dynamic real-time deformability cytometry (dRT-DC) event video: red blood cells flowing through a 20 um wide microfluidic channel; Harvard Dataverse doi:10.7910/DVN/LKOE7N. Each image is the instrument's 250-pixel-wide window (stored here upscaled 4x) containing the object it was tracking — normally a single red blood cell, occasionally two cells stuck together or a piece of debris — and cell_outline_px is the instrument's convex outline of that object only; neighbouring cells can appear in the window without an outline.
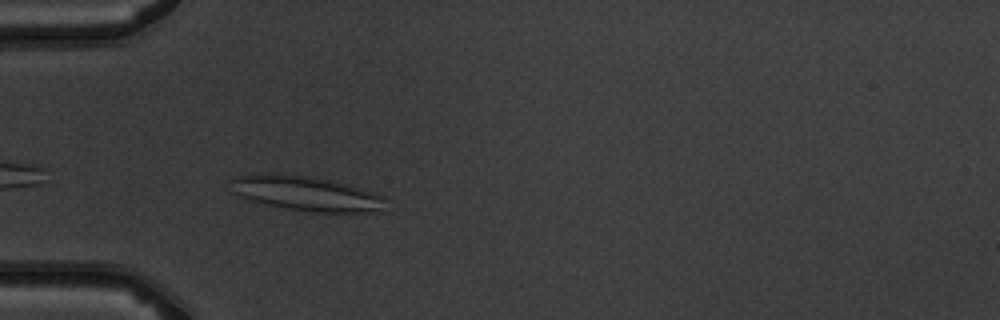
{"species": "common noctule bat (a hibernating species)", "species_latin": "Nyctalus noctula", "temperature_condition": "warm", "stored_images_in_passage": 2, "camera_frame_rate_fps": 3000, "um_per_image_px": 0.085, "animal": {"sex": "male", "body_mass_g": 19.5, "forearm_length_mm": 54.6}, "frame": {"image": 1, "passage_image": 2, "time_ms": 1.0, "image_size_px": [1000, 320], "cell_outline_px": [[388, 212], [316, 212], [288, 208], [268, 204], [252, 200], [240, 196], [232, 192], [232, 176], [308, 176], [328, 180], [360, 188], [384, 196]], "centroid_in_image_um": [26.18, 16.5], "position_along_channel_um": 58.8, "area_um2": 30.17}}